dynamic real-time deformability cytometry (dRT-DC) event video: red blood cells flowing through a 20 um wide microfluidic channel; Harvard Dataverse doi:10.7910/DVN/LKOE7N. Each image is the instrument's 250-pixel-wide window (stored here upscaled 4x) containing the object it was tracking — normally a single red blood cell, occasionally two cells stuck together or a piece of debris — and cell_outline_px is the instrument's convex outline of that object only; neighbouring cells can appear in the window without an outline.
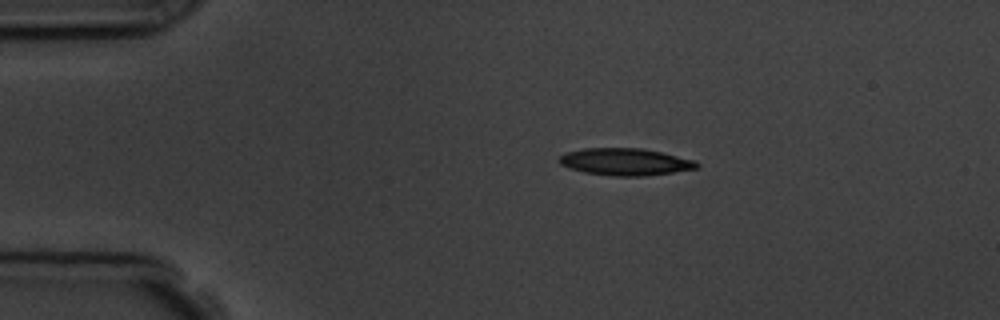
{"species": "common noctule bat (a hibernating species)", "species_latin": "Nyctalus noctula", "temperature_condition": "room temperature", "stored_images_in_passage": 8, "camera_frame_rate_fps": 3000, "um_per_image_px": 0.085, "animal": {"sex": "male", "body_mass_g": 19.5, "forearm_length_mm": 54.6}, "frame": {"image": 1, "passage_image": 2, "time_ms": 1.333, "image_size_px": [1000, 320], "cell_outline_px": [[700, 164], [696, 168], [672, 172], [644, 176], [612, 176], [584, 172], [568, 168], [560, 164], [556, 160], [564, 152], [584, 148], [644, 148], [696, 160]], "centroid_in_image_um": [53.1, 13.75], "position_along_channel_um": 31.9, "area_um2": 21.91}}
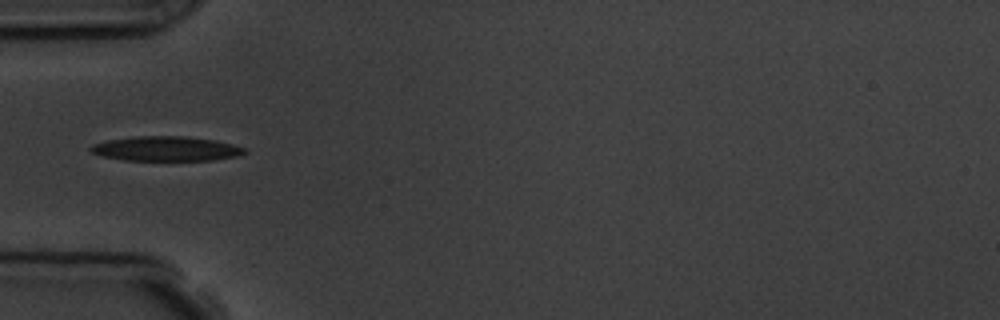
{"frame": {"image": 2, "passage_image": 4, "time_ms": 3.667, "image_size_px": [1000, 320], "cell_outline_px": [[248, 152], [240, 156], [212, 160], [124, 160], [100, 156], [92, 152], [88, 148], [92, 144], [104, 140], [136, 136], [188, 136], [216, 140], [248, 148]], "centroid_in_image_um": [14.14, 12.63], "position_along_channel_um": 70.9, "area_um2": 22.48}}